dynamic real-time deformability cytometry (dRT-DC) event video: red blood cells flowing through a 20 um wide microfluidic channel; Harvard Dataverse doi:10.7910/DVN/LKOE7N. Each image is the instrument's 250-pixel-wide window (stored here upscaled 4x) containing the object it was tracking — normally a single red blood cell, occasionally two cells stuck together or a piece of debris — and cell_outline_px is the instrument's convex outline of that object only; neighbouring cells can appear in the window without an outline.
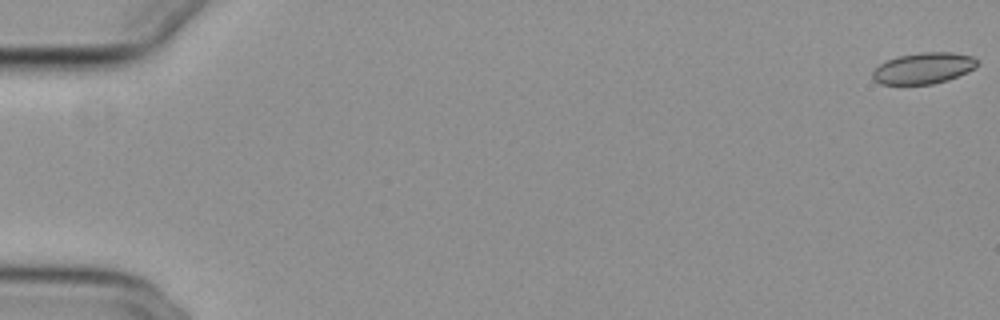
{"species": "common noctule bat (a hibernating species)", "species_latin": "Nyctalus noctula", "temperature_condition": "cold", "stored_images_in_passage": 8, "camera_frame_rate_fps": 3000, "um_per_image_px": 0.085, "animal": {"sex": "female", "body_mass_g": 29.2, "forearm_length_mm": 56.3}, "frame": {"image": 1, "passage_image": 1, "time_ms": 0.0, "image_size_px": [1000, 320], "cell_outline_px": [[980, 64], [976, 68], [968, 72], [948, 80], [932, 84], [880, 84], [872, 80], [872, 72], [880, 64], [888, 60], [900, 56], [920, 52], [952, 52], [972, 56], [980, 60]], "centroid_in_image_um": [78.55, 5.8], "position_along_channel_um": 6.5, "area_um2": 19.19}}